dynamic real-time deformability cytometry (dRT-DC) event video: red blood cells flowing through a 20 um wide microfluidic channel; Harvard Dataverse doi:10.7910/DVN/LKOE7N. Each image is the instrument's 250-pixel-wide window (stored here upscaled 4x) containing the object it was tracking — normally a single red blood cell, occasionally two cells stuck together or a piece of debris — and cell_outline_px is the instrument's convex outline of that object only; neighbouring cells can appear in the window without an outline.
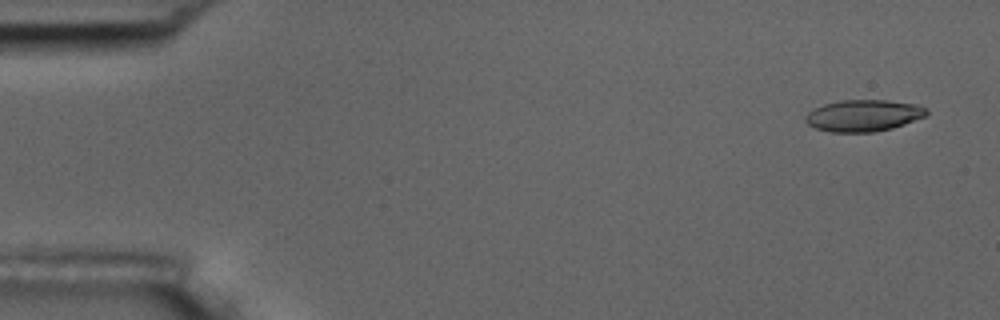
{"species": "common noctule bat (a hibernating species)", "species_latin": "Nyctalus noctula", "temperature_condition": "room temperature", "stored_images_in_passage": 5, "camera_frame_rate_fps": 3000, "um_per_image_px": 0.085, "animal": {"sex": "male", "body_mass_g": 17.5, "forearm_length_mm": 52.3}, "frame": {"image": 1, "passage_image": 1, "time_ms": 0.0, "image_size_px": [1000, 320], "cell_outline_px": [[928, 116], [892, 128], [876, 132], [832, 132], [816, 128], [808, 124], [804, 120], [804, 116], [808, 112], [824, 104], [840, 100], [888, 100], [920, 104], [928, 108]], "centroid_in_image_um": [73.45, 9.81], "position_along_channel_um": 11.5, "area_um2": 22.6}}
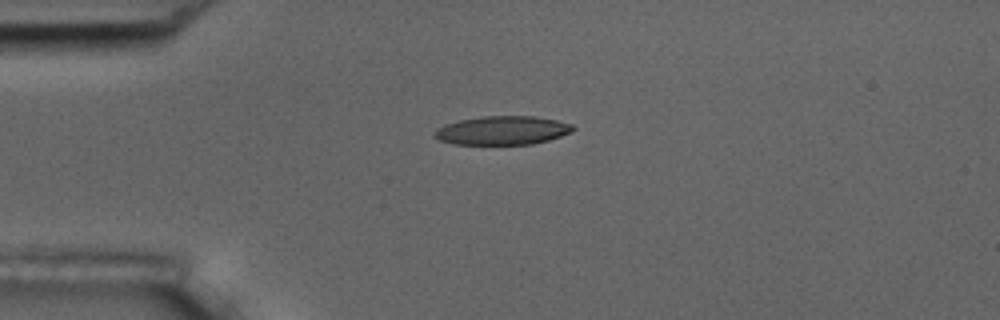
{"frame": {"image": 2, "passage_image": 4, "time_ms": 1.0, "image_size_px": [1000, 320], "cell_outline_px": [[576, 128], [572, 132], [548, 140], [532, 144], [456, 144], [440, 140], [432, 136], [436, 128], [444, 124], [460, 120], [480, 116], [532, 116], [556, 120], [572, 124]], "centroid_in_image_um": [42.69, 11.08], "position_along_channel_um": 42.3, "area_um2": 23.18}}